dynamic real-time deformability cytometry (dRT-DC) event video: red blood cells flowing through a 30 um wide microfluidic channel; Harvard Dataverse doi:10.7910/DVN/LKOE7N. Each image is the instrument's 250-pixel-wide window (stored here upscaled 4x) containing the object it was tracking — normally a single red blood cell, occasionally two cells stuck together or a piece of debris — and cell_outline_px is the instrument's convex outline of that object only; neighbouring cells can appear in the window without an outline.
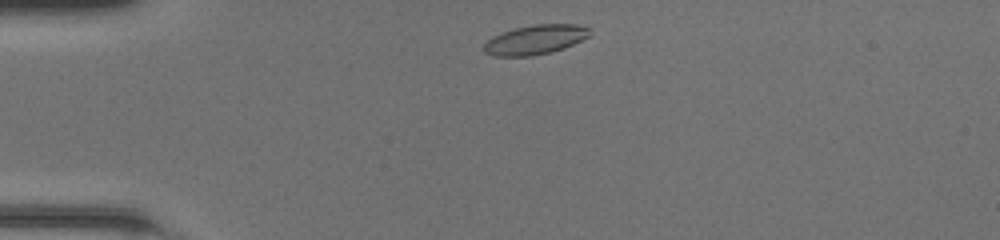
{"species": "common noctule bat (a hibernating species)", "species_latin": "Nyctalus noctula", "temperature_condition": "room temperature", "stored_images_in_passage": 39, "camera_frame_rate_fps": 3000, "um_per_image_px": 0.085, "animal": {"sex": "female", "body_mass_g": 20.0, "forearm_length_mm": 54.0}, "frame": {"image": 1, "passage_image": 2, "time_ms": 0.333, "image_size_px": [1000, 240], "cell_outline_px": [[592, 32], [588, 36], [564, 48], [552, 52], [532, 56], [496, 56], [484, 52], [484, 44], [492, 36], [500, 32], [516, 28], [536, 24], [576, 24], [588, 28]], "centroid_in_image_um": [45.48, 3.37], "position_along_channel_um": 39.5, "area_um2": 18.09}}
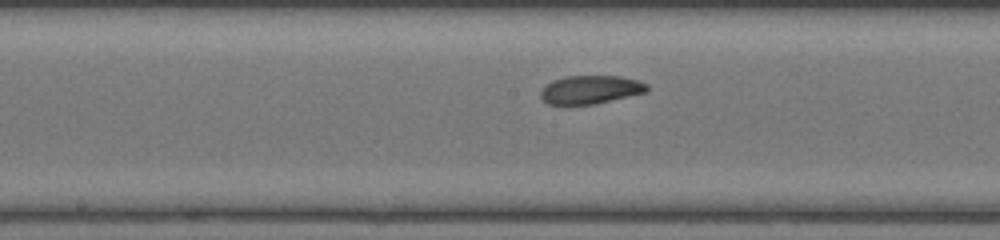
{"frame": {"image": 2, "passage_image": 16, "time_ms": 5.0, "image_size_px": [1000, 240], "cell_outline_px": [[648, 92], [596, 104], [548, 104], [540, 96], [540, 92], [544, 84], [552, 80], [564, 76], [620, 76], [636, 80], [648, 84]], "centroid_in_image_um": [50.18, 7.61], "position_along_channel_um": 198.0, "area_um2": 17.74}}
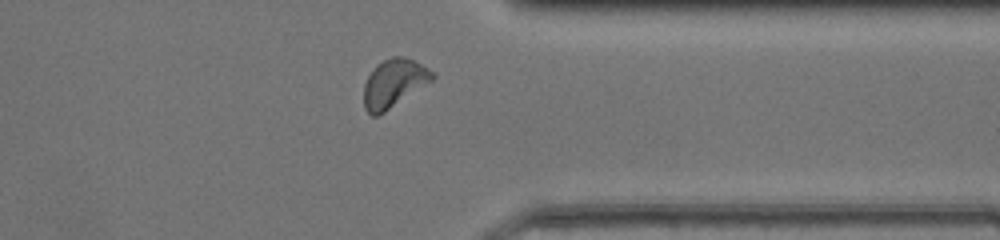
{"frame": {"image": 3, "passage_image": 29, "time_ms": 9.333, "image_size_px": [1000, 240], "cell_outline_px": [[436, 76], [432, 80], [384, 112], [376, 116], [372, 116], [364, 108], [364, 84], [368, 76], [376, 64], [392, 56], [400, 56], [412, 60], [428, 68]], "centroid_in_image_um": [33.45, 7.07], "position_along_channel_um": 378.0, "area_um2": 18.84}, "authors_computed_cell_mechanics": {"area_um2": 18.1492, "velocity_mm_per_s": 4.2448, "shape_relaxation_time_tau1_ms": 2.0874, "shape_relaxation_time_tau2_ms": 3.4428, "deformation_change_tau1": 0.107, "deformation_change_tau2": 0.0975}}